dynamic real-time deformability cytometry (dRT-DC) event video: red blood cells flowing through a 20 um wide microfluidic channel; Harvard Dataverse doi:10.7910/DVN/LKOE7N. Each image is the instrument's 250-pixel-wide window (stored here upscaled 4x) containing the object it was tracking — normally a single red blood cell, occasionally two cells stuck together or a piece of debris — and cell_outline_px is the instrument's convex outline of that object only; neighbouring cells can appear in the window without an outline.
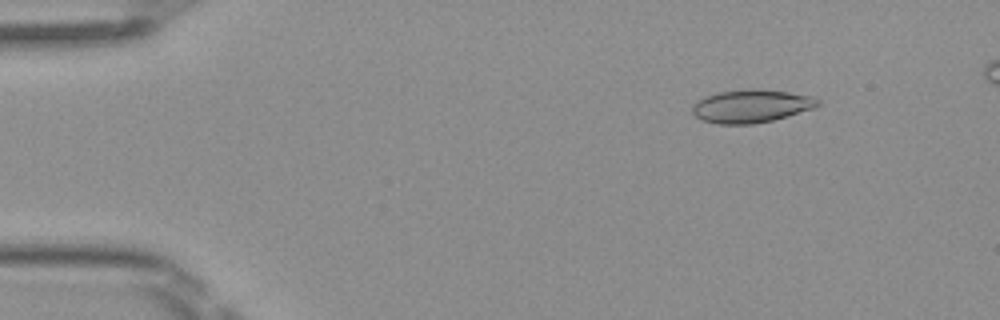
{"species": "Egyptian fruit bat (a non-hibernating species)", "species_latin": "Rousettus aegyptiacus", "temperature_condition": "room temperature", "stored_images_in_passage": 4, "camera_frame_rate_fps": 3000, "um_per_image_px": 0.085, "frame": {"image": 1, "passage_image": 1, "time_ms": 0.0, "image_size_px": [1000, 320], "cell_outline_px": [[820, 104], [816, 108], [788, 116], [756, 124], [716, 124], [700, 120], [692, 112], [692, 108], [700, 100], [708, 96], [720, 92], [748, 88], [756, 88], [788, 92], [812, 96], [820, 100]], "centroid_in_image_um": [63.91, 9.02], "position_along_channel_um": 21.1, "area_um2": 24.22}}
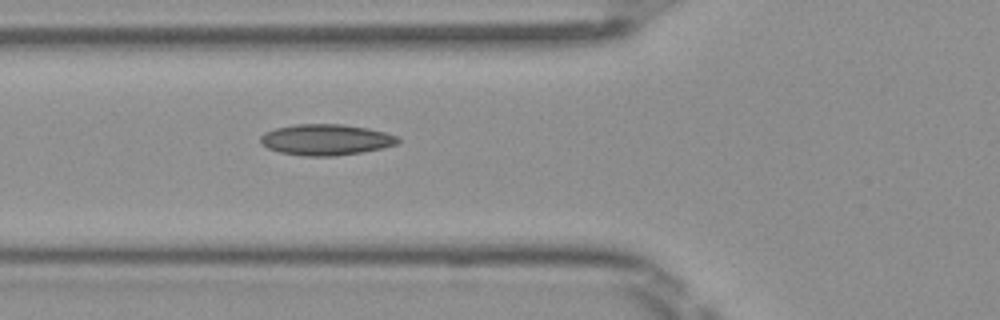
{"frame": {"image": 2, "passage_image": 4, "time_ms": 1.0, "image_size_px": [1000, 320], "cell_outline_px": [[400, 140], [396, 144], [384, 148], [336, 156], [304, 156], [280, 152], [268, 148], [260, 144], [260, 136], [264, 132], [276, 128], [296, 124], [344, 124], [368, 128], [384, 132], [396, 136]], "centroid_in_image_um": [27.68, 11.87], "position_along_channel_um": 98.1, "area_um2": 24.85}}